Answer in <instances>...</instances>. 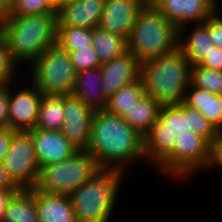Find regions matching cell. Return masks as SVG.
Listing matches in <instances>:
<instances>
[{"label": "cell", "instance_id": "8d00e7d4", "mask_svg": "<svg viewBox=\"0 0 222 222\" xmlns=\"http://www.w3.org/2000/svg\"><path fill=\"white\" fill-rule=\"evenodd\" d=\"M217 167L222 169V133L212 145L211 162L207 170L213 171L214 168L218 170Z\"/></svg>", "mask_w": 222, "mask_h": 222}, {"label": "cell", "instance_id": "f35d334b", "mask_svg": "<svg viewBox=\"0 0 222 222\" xmlns=\"http://www.w3.org/2000/svg\"><path fill=\"white\" fill-rule=\"evenodd\" d=\"M0 190H19L5 171L3 162H0Z\"/></svg>", "mask_w": 222, "mask_h": 222}, {"label": "cell", "instance_id": "e575fe53", "mask_svg": "<svg viewBox=\"0 0 222 222\" xmlns=\"http://www.w3.org/2000/svg\"><path fill=\"white\" fill-rule=\"evenodd\" d=\"M209 69H216L222 71V48L212 47L204 59L198 64Z\"/></svg>", "mask_w": 222, "mask_h": 222}, {"label": "cell", "instance_id": "ab89813d", "mask_svg": "<svg viewBox=\"0 0 222 222\" xmlns=\"http://www.w3.org/2000/svg\"><path fill=\"white\" fill-rule=\"evenodd\" d=\"M18 190H0V222L3 221L8 203Z\"/></svg>", "mask_w": 222, "mask_h": 222}, {"label": "cell", "instance_id": "60d3db41", "mask_svg": "<svg viewBox=\"0 0 222 222\" xmlns=\"http://www.w3.org/2000/svg\"><path fill=\"white\" fill-rule=\"evenodd\" d=\"M10 0H0V18L4 17L9 10Z\"/></svg>", "mask_w": 222, "mask_h": 222}, {"label": "cell", "instance_id": "4316f807", "mask_svg": "<svg viewBox=\"0 0 222 222\" xmlns=\"http://www.w3.org/2000/svg\"><path fill=\"white\" fill-rule=\"evenodd\" d=\"M56 44L66 51L92 47V29L57 27Z\"/></svg>", "mask_w": 222, "mask_h": 222}, {"label": "cell", "instance_id": "cb8c5ba5", "mask_svg": "<svg viewBox=\"0 0 222 222\" xmlns=\"http://www.w3.org/2000/svg\"><path fill=\"white\" fill-rule=\"evenodd\" d=\"M92 47L103 64L127 52V40L97 26L92 29Z\"/></svg>", "mask_w": 222, "mask_h": 222}, {"label": "cell", "instance_id": "836d02e7", "mask_svg": "<svg viewBox=\"0 0 222 222\" xmlns=\"http://www.w3.org/2000/svg\"><path fill=\"white\" fill-rule=\"evenodd\" d=\"M203 24L208 29L211 42L222 48V13L216 10Z\"/></svg>", "mask_w": 222, "mask_h": 222}, {"label": "cell", "instance_id": "8fae6325", "mask_svg": "<svg viewBox=\"0 0 222 222\" xmlns=\"http://www.w3.org/2000/svg\"><path fill=\"white\" fill-rule=\"evenodd\" d=\"M94 111L79 98L64 96V124L61 132L78 151H87Z\"/></svg>", "mask_w": 222, "mask_h": 222}, {"label": "cell", "instance_id": "6da1fadb", "mask_svg": "<svg viewBox=\"0 0 222 222\" xmlns=\"http://www.w3.org/2000/svg\"><path fill=\"white\" fill-rule=\"evenodd\" d=\"M87 152L101 168L125 173L130 165L146 162L143 136L121 116L106 110L94 113Z\"/></svg>", "mask_w": 222, "mask_h": 222}, {"label": "cell", "instance_id": "d4e9b609", "mask_svg": "<svg viewBox=\"0 0 222 222\" xmlns=\"http://www.w3.org/2000/svg\"><path fill=\"white\" fill-rule=\"evenodd\" d=\"M64 117V95H42L35 128L61 131Z\"/></svg>", "mask_w": 222, "mask_h": 222}, {"label": "cell", "instance_id": "484cf974", "mask_svg": "<svg viewBox=\"0 0 222 222\" xmlns=\"http://www.w3.org/2000/svg\"><path fill=\"white\" fill-rule=\"evenodd\" d=\"M144 95V85L141 78H139L123 86L115 94L111 95L108 98L106 111L114 115L122 116L126 110L132 108Z\"/></svg>", "mask_w": 222, "mask_h": 222}, {"label": "cell", "instance_id": "30bf717a", "mask_svg": "<svg viewBox=\"0 0 222 222\" xmlns=\"http://www.w3.org/2000/svg\"><path fill=\"white\" fill-rule=\"evenodd\" d=\"M28 84H22L21 88L17 82L9 85V128L16 132L32 130L38 121L42 94L30 81Z\"/></svg>", "mask_w": 222, "mask_h": 222}, {"label": "cell", "instance_id": "7402d4cb", "mask_svg": "<svg viewBox=\"0 0 222 222\" xmlns=\"http://www.w3.org/2000/svg\"><path fill=\"white\" fill-rule=\"evenodd\" d=\"M161 104L145 94L135 105L121 116L134 130L143 137L158 120Z\"/></svg>", "mask_w": 222, "mask_h": 222}, {"label": "cell", "instance_id": "7c38bea8", "mask_svg": "<svg viewBox=\"0 0 222 222\" xmlns=\"http://www.w3.org/2000/svg\"><path fill=\"white\" fill-rule=\"evenodd\" d=\"M27 132L33 141L40 168L67 160L78 151L61 131L34 128Z\"/></svg>", "mask_w": 222, "mask_h": 222}, {"label": "cell", "instance_id": "b9f144b4", "mask_svg": "<svg viewBox=\"0 0 222 222\" xmlns=\"http://www.w3.org/2000/svg\"><path fill=\"white\" fill-rule=\"evenodd\" d=\"M143 7H154L159 0H137Z\"/></svg>", "mask_w": 222, "mask_h": 222}, {"label": "cell", "instance_id": "7bdbcfd3", "mask_svg": "<svg viewBox=\"0 0 222 222\" xmlns=\"http://www.w3.org/2000/svg\"><path fill=\"white\" fill-rule=\"evenodd\" d=\"M49 1L56 9H58L63 5V0H49Z\"/></svg>", "mask_w": 222, "mask_h": 222}, {"label": "cell", "instance_id": "5bb4252c", "mask_svg": "<svg viewBox=\"0 0 222 222\" xmlns=\"http://www.w3.org/2000/svg\"><path fill=\"white\" fill-rule=\"evenodd\" d=\"M143 8L137 0H105L98 26L127 40Z\"/></svg>", "mask_w": 222, "mask_h": 222}, {"label": "cell", "instance_id": "ee69618b", "mask_svg": "<svg viewBox=\"0 0 222 222\" xmlns=\"http://www.w3.org/2000/svg\"><path fill=\"white\" fill-rule=\"evenodd\" d=\"M208 2H210L217 10L220 9L222 5L221 4V0H207Z\"/></svg>", "mask_w": 222, "mask_h": 222}, {"label": "cell", "instance_id": "8992f818", "mask_svg": "<svg viewBox=\"0 0 222 222\" xmlns=\"http://www.w3.org/2000/svg\"><path fill=\"white\" fill-rule=\"evenodd\" d=\"M27 79L42 95H70L77 71L68 51L57 44L47 48L30 66Z\"/></svg>", "mask_w": 222, "mask_h": 222}, {"label": "cell", "instance_id": "f1b7e54d", "mask_svg": "<svg viewBox=\"0 0 222 222\" xmlns=\"http://www.w3.org/2000/svg\"><path fill=\"white\" fill-rule=\"evenodd\" d=\"M158 120L165 128L172 129L175 134H183L186 131H190L188 128V106L184 102L162 105Z\"/></svg>", "mask_w": 222, "mask_h": 222}, {"label": "cell", "instance_id": "d6a6232c", "mask_svg": "<svg viewBox=\"0 0 222 222\" xmlns=\"http://www.w3.org/2000/svg\"><path fill=\"white\" fill-rule=\"evenodd\" d=\"M68 52L77 72L94 69L101 66L97 53L93 47Z\"/></svg>", "mask_w": 222, "mask_h": 222}, {"label": "cell", "instance_id": "e0dca14e", "mask_svg": "<svg viewBox=\"0 0 222 222\" xmlns=\"http://www.w3.org/2000/svg\"><path fill=\"white\" fill-rule=\"evenodd\" d=\"M71 94L94 112L106 110L108 98L102 86L100 67L77 72Z\"/></svg>", "mask_w": 222, "mask_h": 222}, {"label": "cell", "instance_id": "7a4b0ae2", "mask_svg": "<svg viewBox=\"0 0 222 222\" xmlns=\"http://www.w3.org/2000/svg\"><path fill=\"white\" fill-rule=\"evenodd\" d=\"M56 34L57 14L0 18V39L20 67L28 68L47 48L55 45Z\"/></svg>", "mask_w": 222, "mask_h": 222}, {"label": "cell", "instance_id": "3957f363", "mask_svg": "<svg viewBox=\"0 0 222 222\" xmlns=\"http://www.w3.org/2000/svg\"><path fill=\"white\" fill-rule=\"evenodd\" d=\"M191 64L177 49L140 63L145 94L161 105L180 104L190 85Z\"/></svg>", "mask_w": 222, "mask_h": 222}, {"label": "cell", "instance_id": "ba28073f", "mask_svg": "<svg viewBox=\"0 0 222 222\" xmlns=\"http://www.w3.org/2000/svg\"><path fill=\"white\" fill-rule=\"evenodd\" d=\"M212 146L201 136L190 131L178 134L174 151L157 167L163 177L189 181L190 176L206 171L211 162Z\"/></svg>", "mask_w": 222, "mask_h": 222}, {"label": "cell", "instance_id": "1f68e13d", "mask_svg": "<svg viewBox=\"0 0 222 222\" xmlns=\"http://www.w3.org/2000/svg\"><path fill=\"white\" fill-rule=\"evenodd\" d=\"M19 69L20 66L13 60L6 44L0 39V85H10L18 81L16 74L20 72Z\"/></svg>", "mask_w": 222, "mask_h": 222}, {"label": "cell", "instance_id": "ac0fdd59", "mask_svg": "<svg viewBox=\"0 0 222 222\" xmlns=\"http://www.w3.org/2000/svg\"><path fill=\"white\" fill-rule=\"evenodd\" d=\"M40 222H77L69 195L34 189Z\"/></svg>", "mask_w": 222, "mask_h": 222}, {"label": "cell", "instance_id": "d590c367", "mask_svg": "<svg viewBox=\"0 0 222 222\" xmlns=\"http://www.w3.org/2000/svg\"><path fill=\"white\" fill-rule=\"evenodd\" d=\"M9 85H0V128L9 127Z\"/></svg>", "mask_w": 222, "mask_h": 222}, {"label": "cell", "instance_id": "4fadbf2b", "mask_svg": "<svg viewBox=\"0 0 222 222\" xmlns=\"http://www.w3.org/2000/svg\"><path fill=\"white\" fill-rule=\"evenodd\" d=\"M154 7L178 29L203 24L217 10L207 0H159Z\"/></svg>", "mask_w": 222, "mask_h": 222}, {"label": "cell", "instance_id": "4dcf8cb0", "mask_svg": "<svg viewBox=\"0 0 222 222\" xmlns=\"http://www.w3.org/2000/svg\"><path fill=\"white\" fill-rule=\"evenodd\" d=\"M188 128L203 137L211 146L218 140L220 133L199 110L188 107Z\"/></svg>", "mask_w": 222, "mask_h": 222}, {"label": "cell", "instance_id": "9c48e42d", "mask_svg": "<svg viewBox=\"0 0 222 222\" xmlns=\"http://www.w3.org/2000/svg\"><path fill=\"white\" fill-rule=\"evenodd\" d=\"M4 169L19 189L34 188L40 167L28 132H15L5 155Z\"/></svg>", "mask_w": 222, "mask_h": 222}, {"label": "cell", "instance_id": "9a60e30c", "mask_svg": "<svg viewBox=\"0 0 222 222\" xmlns=\"http://www.w3.org/2000/svg\"><path fill=\"white\" fill-rule=\"evenodd\" d=\"M100 69L107 98L140 78V62L129 51L101 64Z\"/></svg>", "mask_w": 222, "mask_h": 222}, {"label": "cell", "instance_id": "5b68a950", "mask_svg": "<svg viewBox=\"0 0 222 222\" xmlns=\"http://www.w3.org/2000/svg\"><path fill=\"white\" fill-rule=\"evenodd\" d=\"M179 29L155 7H144L134 23L127 51L141 63L178 49Z\"/></svg>", "mask_w": 222, "mask_h": 222}, {"label": "cell", "instance_id": "f6af8a7d", "mask_svg": "<svg viewBox=\"0 0 222 222\" xmlns=\"http://www.w3.org/2000/svg\"><path fill=\"white\" fill-rule=\"evenodd\" d=\"M70 1H73V0H63V4Z\"/></svg>", "mask_w": 222, "mask_h": 222}, {"label": "cell", "instance_id": "277c9868", "mask_svg": "<svg viewBox=\"0 0 222 222\" xmlns=\"http://www.w3.org/2000/svg\"><path fill=\"white\" fill-rule=\"evenodd\" d=\"M125 176L126 173L119 169L101 168L91 179L73 191L69 196L76 221H112Z\"/></svg>", "mask_w": 222, "mask_h": 222}, {"label": "cell", "instance_id": "f546056e", "mask_svg": "<svg viewBox=\"0 0 222 222\" xmlns=\"http://www.w3.org/2000/svg\"><path fill=\"white\" fill-rule=\"evenodd\" d=\"M42 14H57V9L49 0H10L9 10L5 16Z\"/></svg>", "mask_w": 222, "mask_h": 222}, {"label": "cell", "instance_id": "44dd1931", "mask_svg": "<svg viewBox=\"0 0 222 222\" xmlns=\"http://www.w3.org/2000/svg\"><path fill=\"white\" fill-rule=\"evenodd\" d=\"M183 102L188 107L199 110L214 128L222 133V95L189 85Z\"/></svg>", "mask_w": 222, "mask_h": 222}, {"label": "cell", "instance_id": "83f0119b", "mask_svg": "<svg viewBox=\"0 0 222 222\" xmlns=\"http://www.w3.org/2000/svg\"><path fill=\"white\" fill-rule=\"evenodd\" d=\"M190 85L213 94L222 95V71L191 65Z\"/></svg>", "mask_w": 222, "mask_h": 222}, {"label": "cell", "instance_id": "2e32d148", "mask_svg": "<svg viewBox=\"0 0 222 222\" xmlns=\"http://www.w3.org/2000/svg\"><path fill=\"white\" fill-rule=\"evenodd\" d=\"M105 0H73L57 9V27L94 29L99 25Z\"/></svg>", "mask_w": 222, "mask_h": 222}, {"label": "cell", "instance_id": "ffe728a7", "mask_svg": "<svg viewBox=\"0 0 222 222\" xmlns=\"http://www.w3.org/2000/svg\"><path fill=\"white\" fill-rule=\"evenodd\" d=\"M212 47L215 45L211 42L208 29L204 24H194L192 27L186 25L179 29L178 49L191 65H198Z\"/></svg>", "mask_w": 222, "mask_h": 222}, {"label": "cell", "instance_id": "74e56055", "mask_svg": "<svg viewBox=\"0 0 222 222\" xmlns=\"http://www.w3.org/2000/svg\"><path fill=\"white\" fill-rule=\"evenodd\" d=\"M16 131L8 128H0V162L4 161L5 155L9 149L12 137Z\"/></svg>", "mask_w": 222, "mask_h": 222}, {"label": "cell", "instance_id": "52a82bcc", "mask_svg": "<svg viewBox=\"0 0 222 222\" xmlns=\"http://www.w3.org/2000/svg\"><path fill=\"white\" fill-rule=\"evenodd\" d=\"M100 169L89 152L77 151L67 160L40 168L34 189L70 195Z\"/></svg>", "mask_w": 222, "mask_h": 222}, {"label": "cell", "instance_id": "d6986e66", "mask_svg": "<svg viewBox=\"0 0 222 222\" xmlns=\"http://www.w3.org/2000/svg\"><path fill=\"white\" fill-rule=\"evenodd\" d=\"M178 134L157 120L144 139V155L146 163L158 167L173 151Z\"/></svg>", "mask_w": 222, "mask_h": 222}, {"label": "cell", "instance_id": "603a6c76", "mask_svg": "<svg viewBox=\"0 0 222 222\" xmlns=\"http://www.w3.org/2000/svg\"><path fill=\"white\" fill-rule=\"evenodd\" d=\"M2 222H40L34 188L19 189L11 197Z\"/></svg>", "mask_w": 222, "mask_h": 222}]
</instances>
